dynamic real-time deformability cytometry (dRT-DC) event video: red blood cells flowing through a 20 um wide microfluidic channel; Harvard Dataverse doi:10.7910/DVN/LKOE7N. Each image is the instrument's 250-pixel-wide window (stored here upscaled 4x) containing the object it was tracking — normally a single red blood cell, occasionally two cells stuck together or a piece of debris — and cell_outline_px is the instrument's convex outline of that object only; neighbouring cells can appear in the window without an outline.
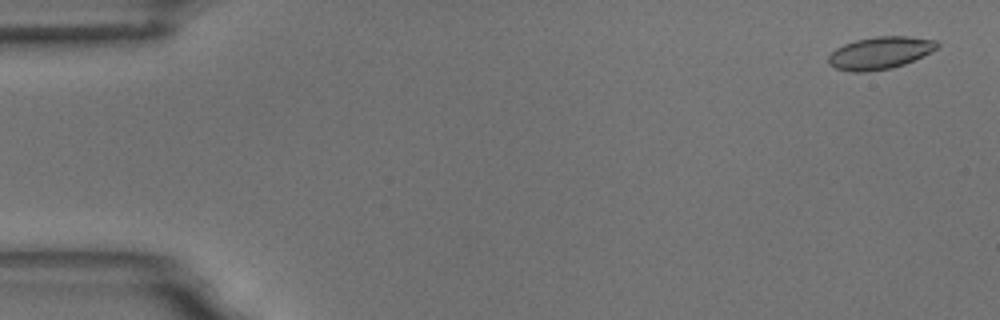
{"species": "common noctule bat (a hibernating species)", "species_latin": "Nyctalus noctula", "temperature_condition": "room temperature", "stored_images_in_passage": 60, "camera_frame_rate_fps": 3000, "um_per_image_px": 0.085, "animal": {"sex": "male", "body_mass_g": 18.8}, "frame": {"image": 1, "passage_image": 3, "time_ms": 0.667, "image_size_px": [1000, 320], "cell_outline_px": [[940, 44], [936, 48], [904, 64], [892, 68], [864, 72], [852, 72], [836, 68], [828, 64], [828, 56], [836, 48], [844, 44], [856, 40], [876, 36], [908, 36], [936, 40]], "centroid_in_image_um": [74.76, 4.49], "position_along_channel_um": 10.2, "area_um2": 20.29}}
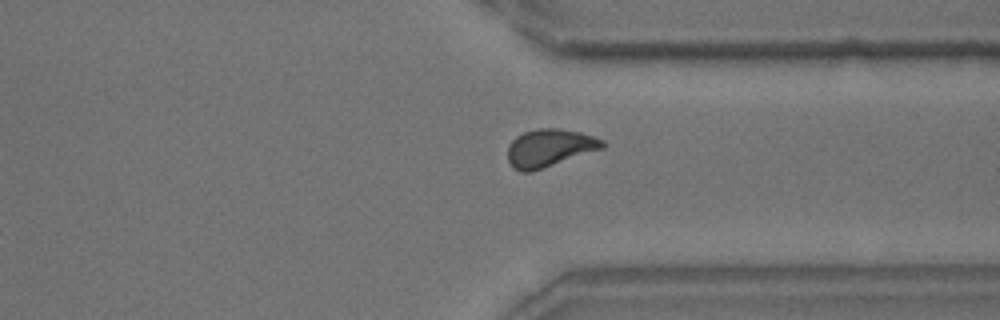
{"frame": {"image": 2, "passage_image": 45, "time_ms": 14.667, "image_size_px": [1000, 320], "cell_outline_px": [[604, 148], [532, 172], [520, 172], [512, 168], [508, 160], [508, 144], [516, 136], [524, 132], [540, 128], [556, 128], [580, 132], [604, 140]], "centroid_in_image_um": [46.68, 12.59], "position_along_channel_um": 364.7, "area_um2": 20.92}}
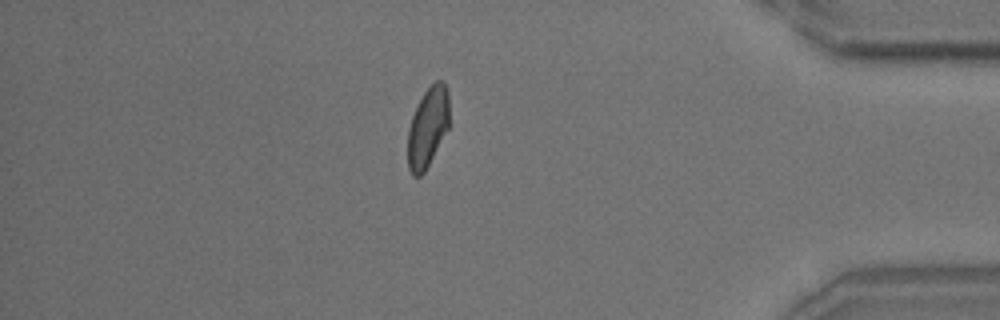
{"frame": {"image": 3, "passage_image": 51, "time_ms": 16.667, "image_size_px": [1000, 320], "cell_outline_px": [[448, 128], [424, 172], [420, 176], [412, 176], [408, 168], [408, 128], [412, 116], [424, 92], [436, 80], [444, 80], [448, 92]], "centroid_in_image_um": [36.35, 10.81], "position_along_channel_um": 398.9, "area_um2": 19.07}}